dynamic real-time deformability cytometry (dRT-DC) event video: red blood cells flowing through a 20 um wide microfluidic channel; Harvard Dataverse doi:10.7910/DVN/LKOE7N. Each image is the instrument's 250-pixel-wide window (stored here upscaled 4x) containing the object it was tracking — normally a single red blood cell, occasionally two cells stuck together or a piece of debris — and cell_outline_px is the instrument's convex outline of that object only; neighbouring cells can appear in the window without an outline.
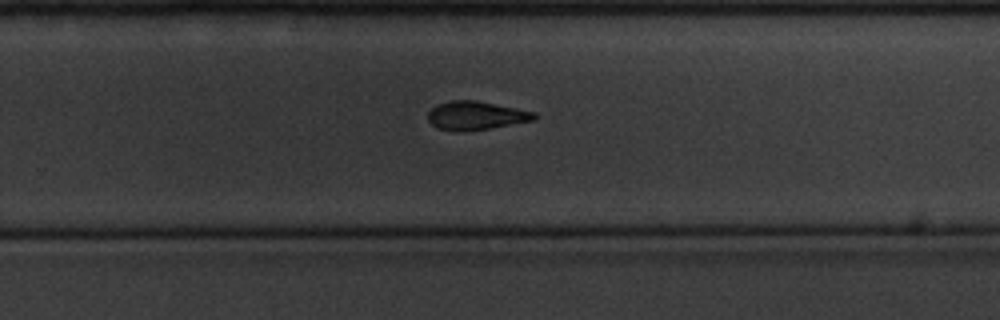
{"species": "common noctule bat (a hibernating species)", "species_latin": "Nyctalus noctula", "temperature_condition": "cold", "stored_images_in_passage": 10, "camera_frame_rate_fps": 3000, "um_per_image_px": 0.085, "animal": {"sex": "male", "body_mass_g": 20.1, "forearm_length_mm": 53.5}, "frame": {"image": 1, "passage_image": 10, "time_ms": 3.0, "image_size_px": [1000, 320], "cell_outline_px": [[536, 120], [488, 128], [436, 128], [428, 120], [428, 112], [436, 104], [448, 100], [476, 100], [536, 112]], "centroid_in_image_um": [40.48, 9.76], "position_along_channel_um": 289.3, "area_um2": 16.99}}